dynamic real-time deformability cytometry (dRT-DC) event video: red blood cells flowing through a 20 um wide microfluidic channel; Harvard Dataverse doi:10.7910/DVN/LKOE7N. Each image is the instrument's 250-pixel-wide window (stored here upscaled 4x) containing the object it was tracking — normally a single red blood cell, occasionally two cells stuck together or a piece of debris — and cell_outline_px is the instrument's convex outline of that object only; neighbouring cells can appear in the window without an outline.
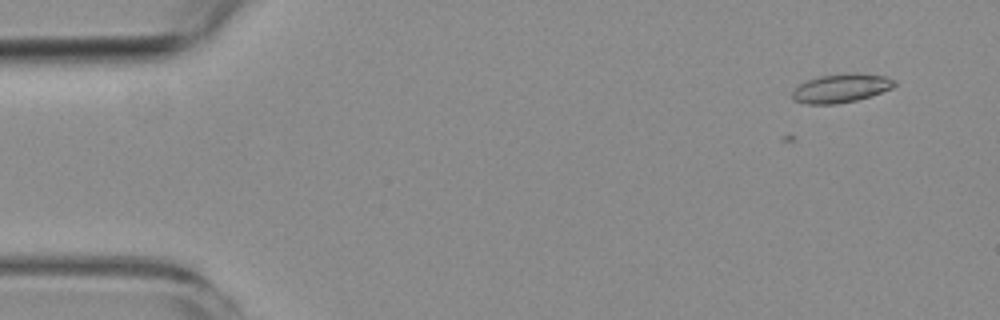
{"species": "common noctule bat (a hibernating species)", "species_latin": "Nyctalus noctula", "temperature_condition": "room temperature", "stored_images_in_passage": 6, "camera_frame_rate_fps": 3000, "um_per_image_px": 0.085, "animal": {"sex": "female", "body_mass_g": 19.3, "forearm_length_mm": 54.1}, "frame": {"image": 1, "passage_image": 1, "time_ms": 0.0, "image_size_px": [1000, 320], "cell_outline_px": [[896, 84], [892, 88], [872, 96], [856, 100], [836, 104], [808, 104], [792, 100], [792, 92], [800, 84], [808, 80], [820, 76], [848, 72], [884, 76], [896, 80]], "centroid_in_image_um": [71.5, 7.5], "position_along_channel_um": 13.5, "area_um2": 17.11}}
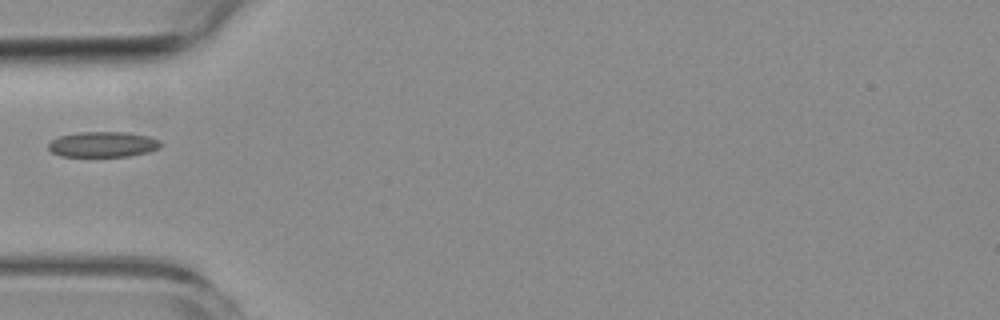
{"frame": {"image": 2, "passage_image": 5, "time_ms": 4.667, "image_size_px": [1000, 320], "cell_outline_px": [[164, 144], [160, 148], [148, 152], [128, 156], [60, 156], [52, 152], [48, 148], [48, 144], [52, 140], [60, 136], [80, 132], [124, 132], [148, 136], [160, 140]], "centroid_in_image_um": [8.78, 12.27], "position_along_channel_um": 76.2, "area_um2": 16.65}}
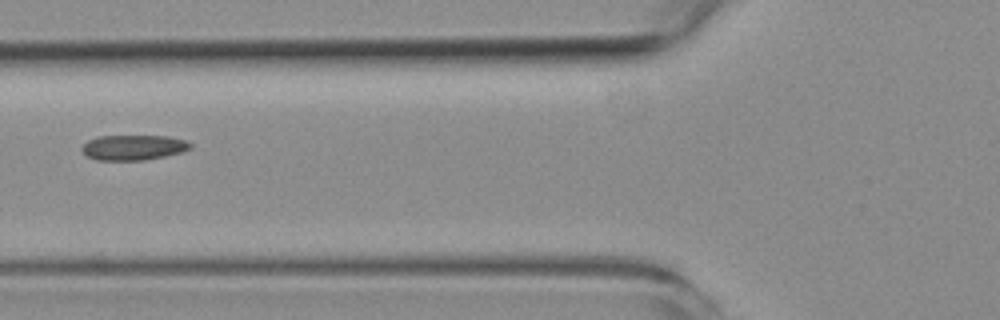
{"frame": {"image": 3, "passage_image": 6, "time_ms": 5.667, "image_size_px": [1000, 320], "cell_outline_px": [[192, 148], [184, 152], [144, 160], [96, 160], [88, 156], [80, 148], [88, 140], [96, 136], [168, 136], [184, 140], [192, 144]], "centroid_in_image_um": [11.35, 12.53], "position_along_channel_um": 114.4, "area_um2": 15.95}}